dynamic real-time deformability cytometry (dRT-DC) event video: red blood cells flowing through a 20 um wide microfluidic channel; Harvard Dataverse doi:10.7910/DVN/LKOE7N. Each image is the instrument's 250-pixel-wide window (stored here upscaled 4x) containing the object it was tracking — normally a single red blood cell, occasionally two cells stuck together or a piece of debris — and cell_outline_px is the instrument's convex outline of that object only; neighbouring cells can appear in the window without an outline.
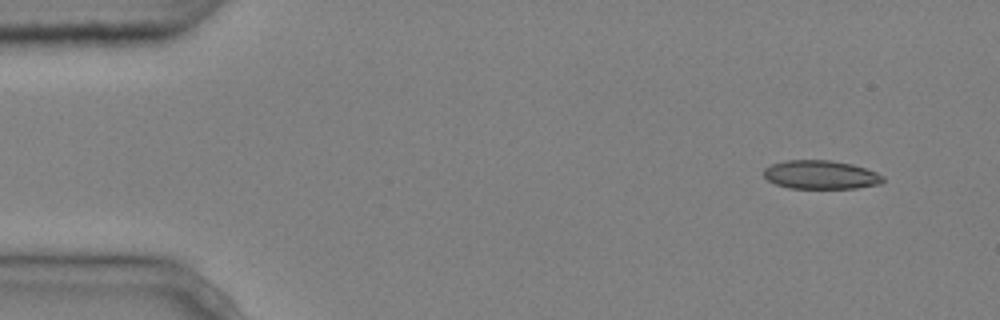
{"species": "common noctule bat (a hibernating species)", "species_latin": "Nyctalus noctula", "temperature_condition": "cold", "stored_images_in_passage": 5, "segment_of_instrument_passage": [1, 2], "camera_frame_rate_fps": 3000, "um_per_image_px": 0.085, "animal": {"sex": "male", "body_mass_g": 20.4}, "frame": {"image": 1, "passage_image": 1, "time_ms": 0.0, "image_size_px": [1000, 320], "cell_outline_px": [[884, 180], [880, 184], [856, 188], [788, 188], [776, 184], [768, 180], [764, 176], [764, 168], [772, 164], [784, 160], [832, 160], [852, 164], [876, 172], [884, 176]], "centroid_in_image_um": [69.76, 14.85], "position_along_channel_um": 15.2, "area_um2": 19.94}}